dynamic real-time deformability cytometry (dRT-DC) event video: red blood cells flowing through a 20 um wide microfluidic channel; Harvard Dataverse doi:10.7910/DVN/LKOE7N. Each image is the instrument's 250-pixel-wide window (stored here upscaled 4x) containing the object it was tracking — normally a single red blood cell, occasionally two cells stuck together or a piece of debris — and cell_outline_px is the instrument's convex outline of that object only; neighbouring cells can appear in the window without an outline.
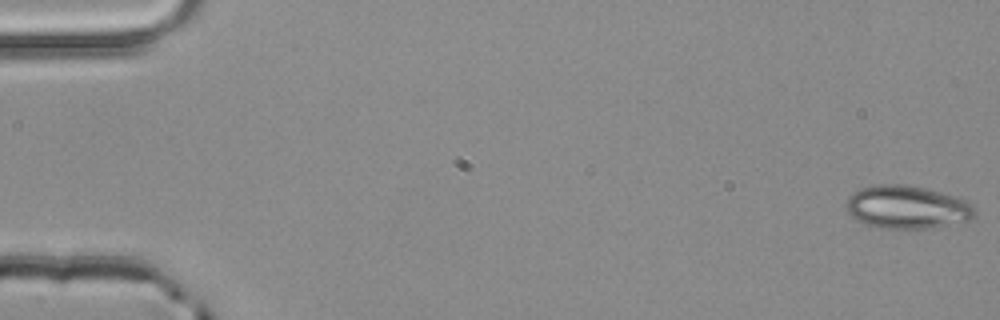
{"species": "common noctule bat (a hibernating species)", "species_latin": "Nyctalus noctula", "temperature_condition": "room temperature", "stored_images_in_passage": 4, "camera_frame_rate_fps": 3000, "um_per_image_px": 0.085, "animal": {"sex": "male", "body_mass_g": 20.4}, "frame": {"image": 1, "passage_image": 1, "time_ms": 0.0, "image_size_px": [1000, 320], "cell_outline_px": [[976, 216], [972, 220], [928, 228], [876, 228], [864, 224], [856, 220], [848, 212], [848, 196], [852, 192], [860, 188], [876, 184], [900, 184], [924, 188], [940, 192], [964, 200], [972, 208]], "centroid_in_image_um": [77.05, 17.61], "position_along_channel_um": 7.9, "area_um2": 31.96}}